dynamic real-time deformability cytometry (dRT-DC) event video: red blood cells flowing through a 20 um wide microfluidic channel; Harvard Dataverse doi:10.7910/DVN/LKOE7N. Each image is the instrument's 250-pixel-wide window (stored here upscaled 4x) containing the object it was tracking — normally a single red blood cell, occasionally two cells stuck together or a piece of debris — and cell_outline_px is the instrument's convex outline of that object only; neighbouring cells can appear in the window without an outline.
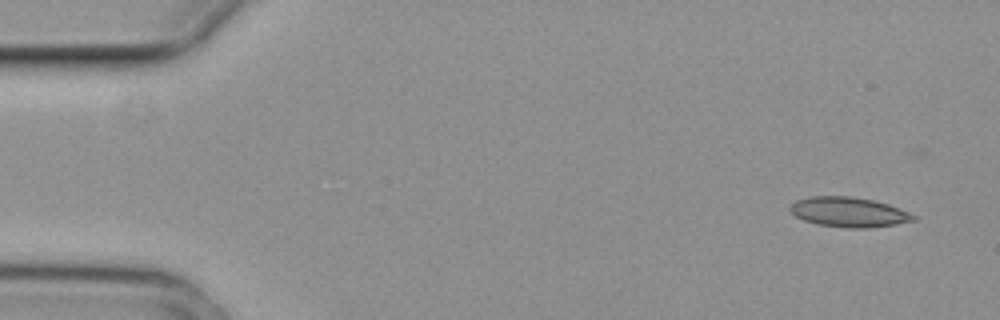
{"species": "common noctule bat (a hibernating species)", "species_latin": "Nyctalus noctula", "temperature_condition": "cold", "stored_images_in_passage": 5, "camera_frame_rate_fps": 3000, "um_per_image_px": 0.085, "animal": {"sex": "female", "body_mass_g": 29.2, "forearm_length_mm": 56.3}, "frame": {"image": 1, "passage_image": 1, "time_ms": 0.0, "image_size_px": [1000, 320], "cell_outline_px": [[916, 220], [896, 224], [868, 228], [848, 228], [816, 224], [804, 220], [796, 216], [788, 208], [796, 200], [808, 196], [852, 196], [872, 200], [888, 204], [900, 208], [916, 216]], "centroid_in_image_um": [72.14, 18.02], "position_along_channel_um": 12.9, "area_um2": 21.5}}
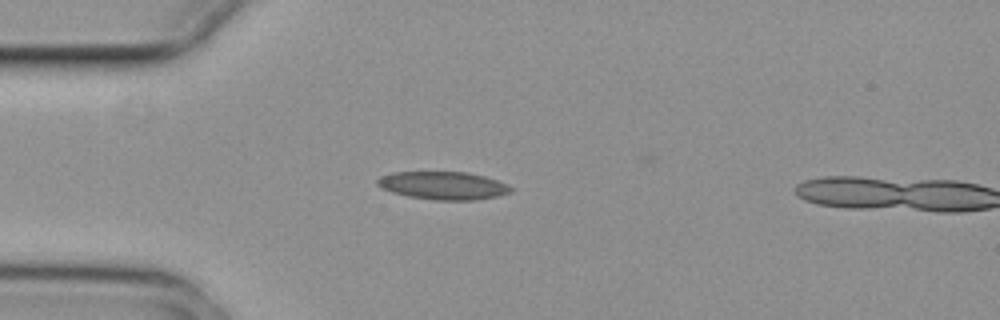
{"frame": {"image": 2, "passage_image": 4, "time_ms": 1.0, "image_size_px": [1000, 320], "cell_outline_px": [[512, 192], [496, 196], [476, 200], [436, 200], [408, 196], [392, 192], [376, 184], [376, 180], [380, 176], [392, 172], [468, 172], [484, 176], [508, 184], [512, 188]], "centroid_in_image_um": [37.67, 15.77], "position_along_channel_um": 47.3, "area_um2": 21.68}}